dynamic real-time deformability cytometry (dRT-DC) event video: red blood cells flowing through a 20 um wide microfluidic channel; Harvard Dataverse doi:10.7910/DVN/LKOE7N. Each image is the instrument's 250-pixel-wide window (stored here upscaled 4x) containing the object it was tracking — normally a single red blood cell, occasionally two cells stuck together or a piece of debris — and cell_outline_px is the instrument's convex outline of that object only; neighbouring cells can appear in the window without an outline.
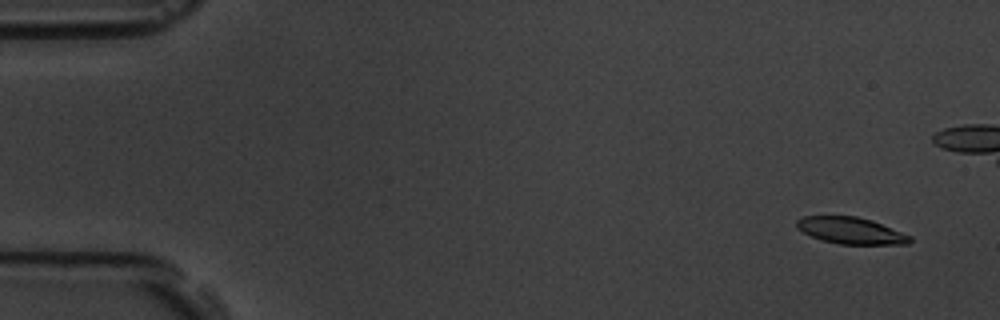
{"species": "common noctule bat (a hibernating species)", "species_latin": "Nyctalus noctula", "temperature_condition": "room temperature", "stored_images_in_passage": 5, "camera_frame_rate_fps": 3000, "um_per_image_px": 0.085, "animal": {"sex": "male", "body_mass_g": 19.5, "forearm_length_mm": 54.6}, "frame": {"image": 1, "passage_image": 1, "time_ms": 0.0, "image_size_px": [1000, 320], "cell_outline_px": [[912, 240], [908, 244], [840, 244], [824, 240], [812, 236], [796, 228], [796, 220], [804, 216], [856, 216], [872, 220], [912, 236]], "centroid_in_image_um": [72.34, 19.59], "position_along_channel_um": 12.7, "area_um2": 17.46}}